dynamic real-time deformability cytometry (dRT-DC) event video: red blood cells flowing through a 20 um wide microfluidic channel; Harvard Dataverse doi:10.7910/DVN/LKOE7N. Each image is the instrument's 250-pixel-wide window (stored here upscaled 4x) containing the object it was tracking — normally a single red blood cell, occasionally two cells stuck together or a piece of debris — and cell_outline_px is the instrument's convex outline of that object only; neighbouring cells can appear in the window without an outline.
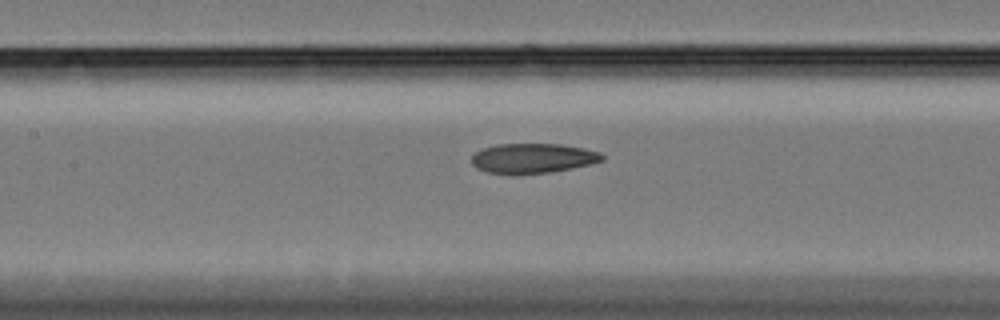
{"species": "Egyptian fruit bat (a non-hibernating species)", "species_latin": "Rousettus aegyptiacus", "temperature_condition": "cold", "stored_images_in_passage": 39, "camera_frame_rate_fps": 3000, "um_per_image_px": 0.085, "animal": {"sex": "female"}, "frame": {"image": 1, "passage_image": 11, "time_ms": 3.333, "image_size_px": [1000, 320], "cell_outline_px": [[604, 160], [592, 164], [572, 168], [548, 172], [512, 176], [488, 172], [476, 168], [472, 164], [472, 156], [476, 152], [484, 148], [496, 144], [560, 144], [584, 148], [600, 152], [604, 156]], "centroid_in_image_um": [45.28, 13.47], "position_along_channel_um": 162.1, "area_um2": 23.0}}
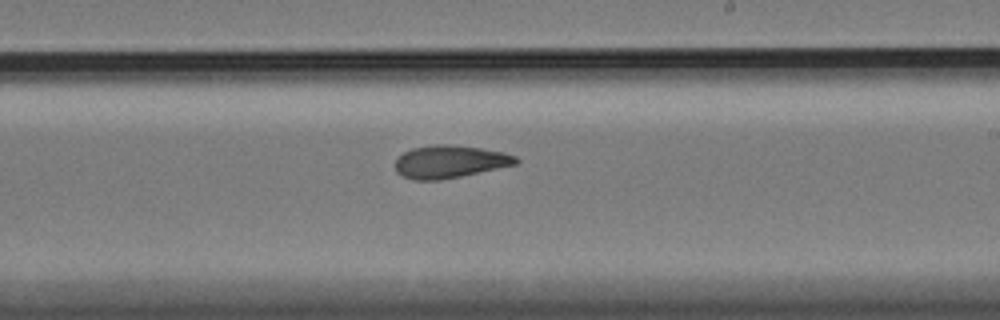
{"frame": {"image": 2, "passage_image": 19, "time_ms": 6.0, "image_size_px": [1000, 320], "cell_outline_px": [[520, 160], [516, 164], [460, 176], [440, 180], [416, 180], [404, 176], [396, 172], [396, 160], [404, 152], [412, 148], [436, 144], [448, 144], [480, 148], [504, 152], [516, 156]], "centroid_in_image_um": [38.24, 13.73], "position_along_channel_um": 250.8, "area_um2": 22.72}}
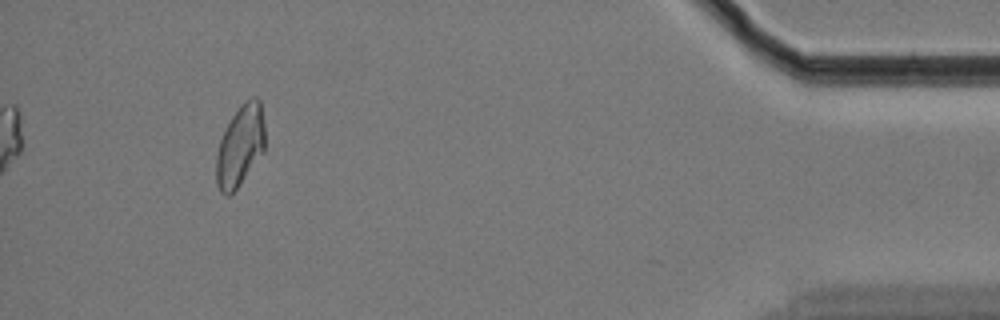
{"frame": {"image": 3, "passage_image": 39, "time_ms": 12.667, "image_size_px": [1000, 320], "cell_outline_px": [[264, 152], [236, 188], [228, 196], [224, 196], [220, 192], [216, 184], [216, 156], [220, 140], [232, 116], [244, 100], [252, 96], [256, 96], [260, 100], [264, 124]], "centroid_in_image_um": [20.41, 12.38], "position_along_channel_um": 414.8, "area_um2": 22.95}, "authors_computed_cell_mechanics": {"area_um2": 22.831, "velocity_mm_per_s": 3.3386, "shape_relaxation_time_tau1_ms": 10.9182, "shape_relaxation_time_tau2_ms": 3.9289, "deformation_change_tau1": 0.2037, "deformation_change_tau2": 0.1031}}